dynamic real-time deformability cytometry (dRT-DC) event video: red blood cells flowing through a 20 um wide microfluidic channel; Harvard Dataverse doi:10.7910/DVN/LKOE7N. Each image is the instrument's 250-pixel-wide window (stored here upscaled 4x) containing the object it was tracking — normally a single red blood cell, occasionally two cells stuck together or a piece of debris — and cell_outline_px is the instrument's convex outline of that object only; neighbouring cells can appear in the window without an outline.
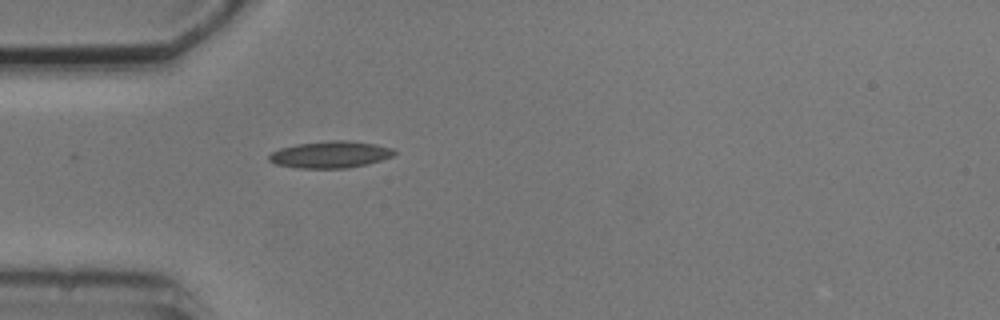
{"species": "common noctule bat (a hibernating species)", "species_latin": "Nyctalus noctula", "temperature_condition": "cold", "stored_images_in_passage": 3, "camera_frame_rate_fps": 3000, "um_per_image_px": 0.085, "animal": {"sex": "male", "body_mass_g": 20.5, "forearm_length_mm": 52.5}, "frame": {"image": 1, "passage_image": 3, "time_ms": 3.333, "image_size_px": [1000, 320], "cell_outline_px": [[396, 152], [392, 156], [368, 164], [348, 168], [300, 168], [276, 164], [268, 160], [268, 156], [272, 152], [280, 148], [296, 144], [332, 140], [348, 140], [376, 144], [392, 148]], "centroid_in_image_um": [28.08, 13.13], "position_along_channel_um": 56.9, "area_um2": 19.54}}